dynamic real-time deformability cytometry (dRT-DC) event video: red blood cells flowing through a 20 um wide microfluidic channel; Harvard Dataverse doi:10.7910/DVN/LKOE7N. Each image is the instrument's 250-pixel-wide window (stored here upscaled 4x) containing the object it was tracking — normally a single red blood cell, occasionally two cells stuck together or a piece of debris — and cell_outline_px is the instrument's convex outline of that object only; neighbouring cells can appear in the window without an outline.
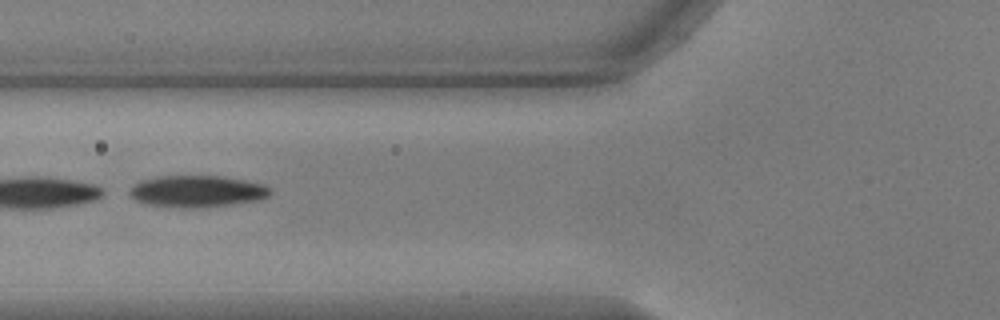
{"species": "common noctule bat (a hibernating species)", "species_latin": "Nyctalus noctula", "temperature_condition": "warm", "stored_images_in_passage": 20, "camera_frame_rate_fps": 3000, "um_per_image_px": 0.085, "animal": {"sex": "male", "body_mass_g": 17.9, "forearm_length_mm": 54.2}, "frame": {"image": 1, "passage_image": 6, "time_ms": 1.667, "image_size_px": [1000, 320], "cell_outline_px": [[272, 192], [268, 196], [260, 200], [228, 204], [184, 208], [148, 204], [136, 200], [128, 196], [128, 188], [132, 184], [140, 180], [156, 176], [224, 176], [264, 184], [272, 188]], "centroid_in_image_um": [16.71, 16.24], "position_along_channel_um": 109.1, "area_um2": 26.07}}